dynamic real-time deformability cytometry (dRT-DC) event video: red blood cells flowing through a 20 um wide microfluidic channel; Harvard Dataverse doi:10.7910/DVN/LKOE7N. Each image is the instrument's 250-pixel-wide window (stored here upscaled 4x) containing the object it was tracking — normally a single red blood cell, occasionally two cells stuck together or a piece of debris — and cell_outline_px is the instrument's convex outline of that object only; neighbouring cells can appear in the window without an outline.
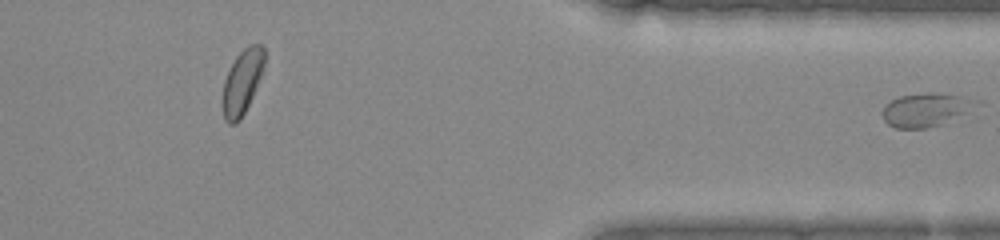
{"species": "common noctule bat (a hibernating species)", "species_latin": "Nyctalus noctula", "temperature_condition": "warm", "stored_images_in_passage": 36, "segment_of_instrument_passage": [2, 2], "camera_frame_rate_fps": 3000, "um_per_image_px": 0.085, "animal": {"sex": "female", "body_mass_g": 22.0, "forearm_length_mm": 56.7}, "frame": {"image": 1, "passage_image": 36, "time_ms": 11.667, "image_size_px": [1000, 240], "cell_outline_px": [[968, 104], [964, 112], [944, 124], [928, 128], [896, 128], [888, 124], [884, 120], [884, 108], [892, 100], [900, 96], [924, 92], [940, 92], [960, 96], [968, 100]], "centroid_in_image_um": [78.53, 9.34], "position_along_channel_um": 332.9, "area_um2": 17.28}}